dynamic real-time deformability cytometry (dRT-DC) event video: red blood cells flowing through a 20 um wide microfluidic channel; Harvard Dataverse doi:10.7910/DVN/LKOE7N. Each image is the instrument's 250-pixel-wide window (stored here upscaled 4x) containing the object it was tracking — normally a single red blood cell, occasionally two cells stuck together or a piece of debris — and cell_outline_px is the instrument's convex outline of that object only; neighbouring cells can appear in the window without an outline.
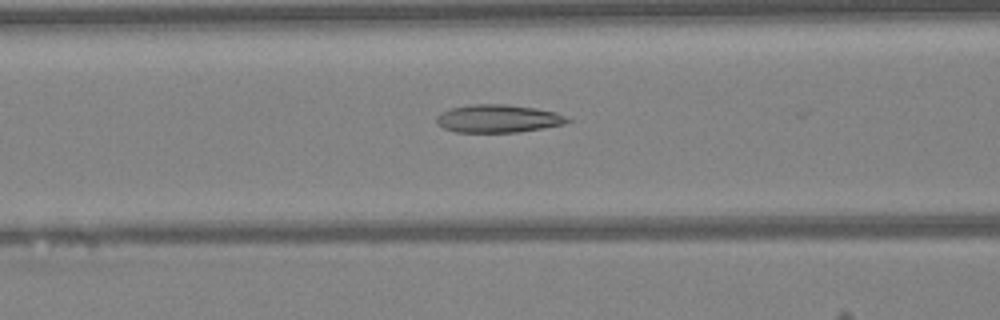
{"species": "Egyptian fruit bat (a non-hibernating species)", "species_latin": "Rousettus aegyptiacus", "temperature_condition": "warm", "stored_images_in_passage": 10, "camera_frame_rate_fps": 3000, "um_per_image_px": 0.085, "animal": {"sex": "female"}, "frame": {"image": 1, "passage_image": 9, "time_ms": 2.667, "image_size_px": [1000, 320], "cell_outline_px": [[572, 120], [564, 124], [520, 132], [456, 132], [444, 128], [436, 124], [436, 116], [440, 112], [448, 108], [468, 104], [508, 104], [536, 108], [556, 112]], "centroid_in_image_um": [42.29, 10.07], "position_along_channel_um": 124.3, "area_um2": 21.56}}